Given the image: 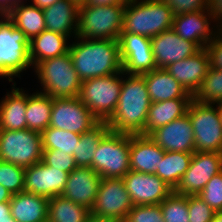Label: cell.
I'll return each mask as SVG.
<instances>
[{
  "instance_id": "20",
  "label": "cell",
  "mask_w": 222,
  "mask_h": 222,
  "mask_svg": "<svg viewBox=\"0 0 222 222\" xmlns=\"http://www.w3.org/2000/svg\"><path fill=\"white\" fill-rule=\"evenodd\" d=\"M100 181V175L91 167H76L69 173L62 195L75 204L91 210L98 193Z\"/></svg>"
},
{
  "instance_id": "48",
  "label": "cell",
  "mask_w": 222,
  "mask_h": 222,
  "mask_svg": "<svg viewBox=\"0 0 222 222\" xmlns=\"http://www.w3.org/2000/svg\"><path fill=\"white\" fill-rule=\"evenodd\" d=\"M33 3L32 5L40 8V9H45L47 7H50L51 5L55 4L58 1L61 0H32Z\"/></svg>"
},
{
  "instance_id": "39",
  "label": "cell",
  "mask_w": 222,
  "mask_h": 222,
  "mask_svg": "<svg viewBox=\"0 0 222 222\" xmlns=\"http://www.w3.org/2000/svg\"><path fill=\"white\" fill-rule=\"evenodd\" d=\"M124 222H164L159 205H135Z\"/></svg>"
},
{
  "instance_id": "15",
  "label": "cell",
  "mask_w": 222,
  "mask_h": 222,
  "mask_svg": "<svg viewBox=\"0 0 222 222\" xmlns=\"http://www.w3.org/2000/svg\"><path fill=\"white\" fill-rule=\"evenodd\" d=\"M133 205H159L173 189L156 174L130 170L123 178Z\"/></svg>"
},
{
  "instance_id": "28",
  "label": "cell",
  "mask_w": 222,
  "mask_h": 222,
  "mask_svg": "<svg viewBox=\"0 0 222 222\" xmlns=\"http://www.w3.org/2000/svg\"><path fill=\"white\" fill-rule=\"evenodd\" d=\"M192 99L193 98H177L160 102H151L145 131L142 135L148 136L157 128L183 117L187 114V109Z\"/></svg>"
},
{
  "instance_id": "29",
  "label": "cell",
  "mask_w": 222,
  "mask_h": 222,
  "mask_svg": "<svg viewBox=\"0 0 222 222\" xmlns=\"http://www.w3.org/2000/svg\"><path fill=\"white\" fill-rule=\"evenodd\" d=\"M19 2L7 14L6 17L20 29L30 41L33 37L41 34L45 29V17L43 9L32 4L26 5Z\"/></svg>"
},
{
  "instance_id": "17",
  "label": "cell",
  "mask_w": 222,
  "mask_h": 222,
  "mask_svg": "<svg viewBox=\"0 0 222 222\" xmlns=\"http://www.w3.org/2000/svg\"><path fill=\"white\" fill-rule=\"evenodd\" d=\"M68 175V172L38 162L25 168L24 192L47 198L62 195Z\"/></svg>"
},
{
  "instance_id": "52",
  "label": "cell",
  "mask_w": 222,
  "mask_h": 222,
  "mask_svg": "<svg viewBox=\"0 0 222 222\" xmlns=\"http://www.w3.org/2000/svg\"><path fill=\"white\" fill-rule=\"evenodd\" d=\"M211 222H222V211L216 212Z\"/></svg>"
},
{
  "instance_id": "3",
  "label": "cell",
  "mask_w": 222,
  "mask_h": 222,
  "mask_svg": "<svg viewBox=\"0 0 222 222\" xmlns=\"http://www.w3.org/2000/svg\"><path fill=\"white\" fill-rule=\"evenodd\" d=\"M173 18L172 9L161 0H129L126 3L121 32L155 37L172 28Z\"/></svg>"
},
{
  "instance_id": "4",
  "label": "cell",
  "mask_w": 222,
  "mask_h": 222,
  "mask_svg": "<svg viewBox=\"0 0 222 222\" xmlns=\"http://www.w3.org/2000/svg\"><path fill=\"white\" fill-rule=\"evenodd\" d=\"M126 3L79 5L77 37L118 40L123 27Z\"/></svg>"
},
{
  "instance_id": "50",
  "label": "cell",
  "mask_w": 222,
  "mask_h": 222,
  "mask_svg": "<svg viewBox=\"0 0 222 222\" xmlns=\"http://www.w3.org/2000/svg\"><path fill=\"white\" fill-rule=\"evenodd\" d=\"M11 198H12V194L0 184V203L10 202Z\"/></svg>"
},
{
  "instance_id": "7",
  "label": "cell",
  "mask_w": 222,
  "mask_h": 222,
  "mask_svg": "<svg viewBox=\"0 0 222 222\" xmlns=\"http://www.w3.org/2000/svg\"><path fill=\"white\" fill-rule=\"evenodd\" d=\"M122 75L123 71L105 77L82 80L78 98L99 122H107L116 109Z\"/></svg>"
},
{
  "instance_id": "43",
  "label": "cell",
  "mask_w": 222,
  "mask_h": 222,
  "mask_svg": "<svg viewBox=\"0 0 222 222\" xmlns=\"http://www.w3.org/2000/svg\"><path fill=\"white\" fill-rule=\"evenodd\" d=\"M209 55L210 67L222 70V31L205 47Z\"/></svg>"
},
{
  "instance_id": "1",
  "label": "cell",
  "mask_w": 222,
  "mask_h": 222,
  "mask_svg": "<svg viewBox=\"0 0 222 222\" xmlns=\"http://www.w3.org/2000/svg\"><path fill=\"white\" fill-rule=\"evenodd\" d=\"M150 104L144 76L124 73L116 109L107 121L110 130L130 135L143 134Z\"/></svg>"
},
{
  "instance_id": "40",
  "label": "cell",
  "mask_w": 222,
  "mask_h": 222,
  "mask_svg": "<svg viewBox=\"0 0 222 222\" xmlns=\"http://www.w3.org/2000/svg\"><path fill=\"white\" fill-rule=\"evenodd\" d=\"M189 222H211L215 211L198 195H188Z\"/></svg>"
},
{
  "instance_id": "14",
  "label": "cell",
  "mask_w": 222,
  "mask_h": 222,
  "mask_svg": "<svg viewBox=\"0 0 222 222\" xmlns=\"http://www.w3.org/2000/svg\"><path fill=\"white\" fill-rule=\"evenodd\" d=\"M118 41L123 73L142 75L157 68L150 38L121 32Z\"/></svg>"
},
{
  "instance_id": "25",
  "label": "cell",
  "mask_w": 222,
  "mask_h": 222,
  "mask_svg": "<svg viewBox=\"0 0 222 222\" xmlns=\"http://www.w3.org/2000/svg\"><path fill=\"white\" fill-rule=\"evenodd\" d=\"M144 76L151 102L177 98H193L165 68H156Z\"/></svg>"
},
{
  "instance_id": "18",
  "label": "cell",
  "mask_w": 222,
  "mask_h": 222,
  "mask_svg": "<svg viewBox=\"0 0 222 222\" xmlns=\"http://www.w3.org/2000/svg\"><path fill=\"white\" fill-rule=\"evenodd\" d=\"M148 136L165 152H195L193 127L188 114L157 128Z\"/></svg>"
},
{
  "instance_id": "11",
  "label": "cell",
  "mask_w": 222,
  "mask_h": 222,
  "mask_svg": "<svg viewBox=\"0 0 222 222\" xmlns=\"http://www.w3.org/2000/svg\"><path fill=\"white\" fill-rule=\"evenodd\" d=\"M133 206L122 178H101L90 213L124 222Z\"/></svg>"
},
{
  "instance_id": "51",
  "label": "cell",
  "mask_w": 222,
  "mask_h": 222,
  "mask_svg": "<svg viewBox=\"0 0 222 222\" xmlns=\"http://www.w3.org/2000/svg\"><path fill=\"white\" fill-rule=\"evenodd\" d=\"M215 104H216V107H217V112L219 114V118H220L221 126H222V101H219Z\"/></svg>"
},
{
  "instance_id": "49",
  "label": "cell",
  "mask_w": 222,
  "mask_h": 222,
  "mask_svg": "<svg viewBox=\"0 0 222 222\" xmlns=\"http://www.w3.org/2000/svg\"><path fill=\"white\" fill-rule=\"evenodd\" d=\"M85 222H122V221L111 219V218L95 216L90 213Z\"/></svg>"
},
{
  "instance_id": "5",
  "label": "cell",
  "mask_w": 222,
  "mask_h": 222,
  "mask_svg": "<svg viewBox=\"0 0 222 222\" xmlns=\"http://www.w3.org/2000/svg\"><path fill=\"white\" fill-rule=\"evenodd\" d=\"M35 72L43 88L52 98L78 97L82 80L74 69L70 53L39 62Z\"/></svg>"
},
{
  "instance_id": "46",
  "label": "cell",
  "mask_w": 222,
  "mask_h": 222,
  "mask_svg": "<svg viewBox=\"0 0 222 222\" xmlns=\"http://www.w3.org/2000/svg\"><path fill=\"white\" fill-rule=\"evenodd\" d=\"M1 219H14L10 212V202L0 203V220Z\"/></svg>"
},
{
  "instance_id": "41",
  "label": "cell",
  "mask_w": 222,
  "mask_h": 222,
  "mask_svg": "<svg viewBox=\"0 0 222 222\" xmlns=\"http://www.w3.org/2000/svg\"><path fill=\"white\" fill-rule=\"evenodd\" d=\"M42 162L47 166L68 173H71L77 167L73 155L66 154L60 150H43Z\"/></svg>"
},
{
  "instance_id": "12",
  "label": "cell",
  "mask_w": 222,
  "mask_h": 222,
  "mask_svg": "<svg viewBox=\"0 0 222 222\" xmlns=\"http://www.w3.org/2000/svg\"><path fill=\"white\" fill-rule=\"evenodd\" d=\"M98 122L78 97L53 98L49 127L81 135Z\"/></svg>"
},
{
  "instance_id": "2",
  "label": "cell",
  "mask_w": 222,
  "mask_h": 222,
  "mask_svg": "<svg viewBox=\"0 0 222 222\" xmlns=\"http://www.w3.org/2000/svg\"><path fill=\"white\" fill-rule=\"evenodd\" d=\"M76 41L69 46V53L81 80L105 77L122 71L118 40L76 37Z\"/></svg>"
},
{
  "instance_id": "37",
  "label": "cell",
  "mask_w": 222,
  "mask_h": 222,
  "mask_svg": "<svg viewBox=\"0 0 222 222\" xmlns=\"http://www.w3.org/2000/svg\"><path fill=\"white\" fill-rule=\"evenodd\" d=\"M25 169L0 160V184L12 195L24 191Z\"/></svg>"
},
{
  "instance_id": "10",
  "label": "cell",
  "mask_w": 222,
  "mask_h": 222,
  "mask_svg": "<svg viewBox=\"0 0 222 222\" xmlns=\"http://www.w3.org/2000/svg\"><path fill=\"white\" fill-rule=\"evenodd\" d=\"M187 114L193 127L195 151L222 153V126L215 104L192 99Z\"/></svg>"
},
{
  "instance_id": "44",
  "label": "cell",
  "mask_w": 222,
  "mask_h": 222,
  "mask_svg": "<svg viewBox=\"0 0 222 222\" xmlns=\"http://www.w3.org/2000/svg\"><path fill=\"white\" fill-rule=\"evenodd\" d=\"M207 11L212 14L213 22H216L215 25L217 24L216 28L213 26L214 30L222 31V0H208Z\"/></svg>"
},
{
  "instance_id": "9",
  "label": "cell",
  "mask_w": 222,
  "mask_h": 222,
  "mask_svg": "<svg viewBox=\"0 0 222 222\" xmlns=\"http://www.w3.org/2000/svg\"><path fill=\"white\" fill-rule=\"evenodd\" d=\"M41 133L23 130H0V160L22 168L42 161Z\"/></svg>"
},
{
  "instance_id": "33",
  "label": "cell",
  "mask_w": 222,
  "mask_h": 222,
  "mask_svg": "<svg viewBox=\"0 0 222 222\" xmlns=\"http://www.w3.org/2000/svg\"><path fill=\"white\" fill-rule=\"evenodd\" d=\"M90 210L63 195L49 198L48 222H85Z\"/></svg>"
},
{
  "instance_id": "32",
  "label": "cell",
  "mask_w": 222,
  "mask_h": 222,
  "mask_svg": "<svg viewBox=\"0 0 222 222\" xmlns=\"http://www.w3.org/2000/svg\"><path fill=\"white\" fill-rule=\"evenodd\" d=\"M110 131L107 122H98L90 130L81 134L73 157L77 167H91L95 150L102 138Z\"/></svg>"
},
{
  "instance_id": "24",
  "label": "cell",
  "mask_w": 222,
  "mask_h": 222,
  "mask_svg": "<svg viewBox=\"0 0 222 222\" xmlns=\"http://www.w3.org/2000/svg\"><path fill=\"white\" fill-rule=\"evenodd\" d=\"M49 198L29 192L12 195L10 212L16 222L48 221Z\"/></svg>"
},
{
  "instance_id": "31",
  "label": "cell",
  "mask_w": 222,
  "mask_h": 222,
  "mask_svg": "<svg viewBox=\"0 0 222 222\" xmlns=\"http://www.w3.org/2000/svg\"><path fill=\"white\" fill-rule=\"evenodd\" d=\"M192 156L187 152H164L155 174L174 190L188 170Z\"/></svg>"
},
{
  "instance_id": "42",
  "label": "cell",
  "mask_w": 222,
  "mask_h": 222,
  "mask_svg": "<svg viewBox=\"0 0 222 222\" xmlns=\"http://www.w3.org/2000/svg\"><path fill=\"white\" fill-rule=\"evenodd\" d=\"M166 3L174 14L181 15L198 10H207L208 0H161Z\"/></svg>"
},
{
  "instance_id": "26",
  "label": "cell",
  "mask_w": 222,
  "mask_h": 222,
  "mask_svg": "<svg viewBox=\"0 0 222 222\" xmlns=\"http://www.w3.org/2000/svg\"><path fill=\"white\" fill-rule=\"evenodd\" d=\"M12 85L11 92L1 99L0 103V130L27 129L26 106L27 92ZM16 87V88H15Z\"/></svg>"
},
{
  "instance_id": "47",
  "label": "cell",
  "mask_w": 222,
  "mask_h": 222,
  "mask_svg": "<svg viewBox=\"0 0 222 222\" xmlns=\"http://www.w3.org/2000/svg\"><path fill=\"white\" fill-rule=\"evenodd\" d=\"M129 0H88L86 3L90 5H110L118 3H127Z\"/></svg>"
},
{
  "instance_id": "45",
  "label": "cell",
  "mask_w": 222,
  "mask_h": 222,
  "mask_svg": "<svg viewBox=\"0 0 222 222\" xmlns=\"http://www.w3.org/2000/svg\"><path fill=\"white\" fill-rule=\"evenodd\" d=\"M24 0H0V15H6L14 6Z\"/></svg>"
},
{
  "instance_id": "23",
  "label": "cell",
  "mask_w": 222,
  "mask_h": 222,
  "mask_svg": "<svg viewBox=\"0 0 222 222\" xmlns=\"http://www.w3.org/2000/svg\"><path fill=\"white\" fill-rule=\"evenodd\" d=\"M46 30L77 37L79 5L72 0H61L43 9Z\"/></svg>"
},
{
  "instance_id": "21",
  "label": "cell",
  "mask_w": 222,
  "mask_h": 222,
  "mask_svg": "<svg viewBox=\"0 0 222 222\" xmlns=\"http://www.w3.org/2000/svg\"><path fill=\"white\" fill-rule=\"evenodd\" d=\"M209 68V55L207 50L202 48L193 56L168 65L165 70L193 96L199 89Z\"/></svg>"
},
{
  "instance_id": "35",
  "label": "cell",
  "mask_w": 222,
  "mask_h": 222,
  "mask_svg": "<svg viewBox=\"0 0 222 222\" xmlns=\"http://www.w3.org/2000/svg\"><path fill=\"white\" fill-rule=\"evenodd\" d=\"M193 100L211 104L222 101V70L212 67L208 69L199 89L193 95Z\"/></svg>"
},
{
  "instance_id": "13",
  "label": "cell",
  "mask_w": 222,
  "mask_h": 222,
  "mask_svg": "<svg viewBox=\"0 0 222 222\" xmlns=\"http://www.w3.org/2000/svg\"><path fill=\"white\" fill-rule=\"evenodd\" d=\"M222 171V153L194 152L188 170L173 190L181 195H198L207 182Z\"/></svg>"
},
{
  "instance_id": "27",
  "label": "cell",
  "mask_w": 222,
  "mask_h": 222,
  "mask_svg": "<svg viewBox=\"0 0 222 222\" xmlns=\"http://www.w3.org/2000/svg\"><path fill=\"white\" fill-rule=\"evenodd\" d=\"M64 34L44 30L29 41V57L33 68L49 58L59 57L69 52L68 40Z\"/></svg>"
},
{
  "instance_id": "22",
  "label": "cell",
  "mask_w": 222,
  "mask_h": 222,
  "mask_svg": "<svg viewBox=\"0 0 222 222\" xmlns=\"http://www.w3.org/2000/svg\"><path fill=\"white\" fill-rule=\"evenodd\" d=\"M149 136L130 135V169L142 173L155 174L164 155Z\"/></svg>"
},
{
  "instance_id": "54",
  "label": "cell",
  "mask_w": 222,
  "mask_h": 222,
  "mask_svg": "<svg viewBox=\"0 0 222 222\" xmlns=\"http://www.w3.org/2000/svg\"><path fill=\"white\" fill-rule=\"evenodd\" d=\"M0 222H16L14 219H1Z\"/></svg>"
},
{
  "instance_id": "38",
  "label": "cell",
  "mask_w": 222,
  "mask_h": 222,
  "mask_svg": "<svg viewBox=\"0 0 222 222\" xmlns=\"http://www.w3.org/2000/svg\"><path fill=\"white\" fill-rule=\"evenodd\" d=\"M215 212L222 211V171L214 175L198 194Z\"/></svg>"
},
{
  "instance_id": "36",
  "label": "cell",
  "mask_w": 222,
  "mask_h": 222,
  "mask_svg": "<svg viewBox=\"0 0 222 222\" xmlns=\"http://www.w3.org/2000/svg\"><path fill=\"white\" fill-rule=\"evenodd\" d=\"M164 222H189L187 196L174 191L160 203Z\"/></svg>"
},
{
  "instance_id": "19",
  "label": "cell",
  "mask_w": 222,
  "mask_h": 222,
  "mask_svg": "<svg viewBox=\"0 0 222 222\" xmlns=\"http://www.w3.org/2000/svg\"><path fill=\"white\" fill-rule=\"evenodd\" d=\"M211 20V21H210ZM212 14L207 10H198L187 14L176 15L173 18L172 29L183 39L196 43L201 49L210 43L216 34L211 26Z\"/></svg>"
},
{
  "instance_id": "34",
  "label": "cell",
  "mask_w": 222,
  "mask_h": 222,
  "mask_svg": "<svg viewBox=\"0 0 222 222\" xmlns=\"http://www.w3.org/2000/svg\"><path fill=\"white\" fill-rule=\"evenodd\" d=\"M43 150H60L69 155L76 151L81 135L75 132L60 130L54 127L46 128L42 133Z\"/></svg>"
},
{
  "instance_id": "6",
  "label": "cell",
  "mask_w": 222,
  "mask_h": 222,
  "mask_svg": "<svg viewBox=\"0 0 222 222\" xmlns=\"http://www.w3.org/2000/svg\"><path fill=\"white\" fill-rule=\"evenodd\" d=\"M31 66L28 38L6 15H0V77L13 82V76L21 77Z\"/></svg>"
},
{
  "instance_id": "53",
  "label": "cell",
  "mask_w": 222,
  "mask_h": 222,
  "mask_svg": "<svg viewBox=\"0 0 222 222\" xmlns=\"http://www.w3.org/2000/svg\"><path fill=\"white\" fill-rule=\"evenodd\" d=\"M72 1L76 2L78 5H82L86 3L88 0H72Z\"/></svg>"
},
{
  "instance_id": "30",
  "label": "cell",
  "mask_w": 222,
  "mask_h": 222,
  "mask_svg": "<svg viewBox=\"0 0 222 222\" xmlns=\"http://www.w3.org/2000/svg\"><path fill=\"white\" fill-rule=\"evenodd\" d=\"M53 98L41 91L27 93L26 123L27 129L42 133L49 127Z\"/></svg>"
},
{
  "instance_id": "16",
  "label": "cell",
  "mask_w": 222,
  "mask_h": 222,
  "mask_svg": "<svg viewBox=\"0 0 222 222\" xmlns=\"http://www.w3.org/2000/svg\"><path fill=\"white\" fill-rule=\"evenodd\" d=\"M150 39L157 68H166L201 50L196 43L181 38L172 28Z\"/></svg>"
},
{
  "instance_id": "8",
  "label": "cell",
  "mask_w": 222,
  "mask_h": 222,
  "mask_svg": "<svg viewBox=\"0 0 222 222\" xmlns=\"http://www.w3.org/2000/svg\"><path fill=\"white\" fill-rule=\"evenodd\" d=\"M92 169L101 178H123L130 169V134L109 131L94 152Z\"/></svg>"
}]
</instances>
